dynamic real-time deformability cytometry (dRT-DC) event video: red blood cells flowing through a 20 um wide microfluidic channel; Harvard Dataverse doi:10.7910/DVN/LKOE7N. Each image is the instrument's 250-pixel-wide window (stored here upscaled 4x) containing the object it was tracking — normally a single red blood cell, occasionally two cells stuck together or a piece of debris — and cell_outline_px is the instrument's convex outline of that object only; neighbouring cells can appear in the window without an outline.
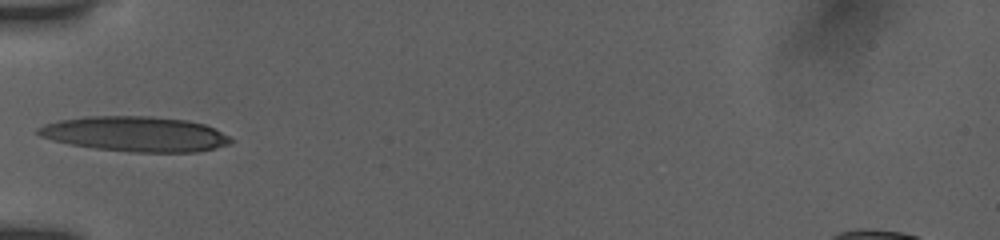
{"species": "human", "species_latin": "Homo sapiens", "temperature_condition": "room temperature", "stored_images_in_passage": 30, "camera_frame_rate_fps": 3000, "um_per_image_px": 0.085, "donor": {"sex": "female"}, "frame": {"image": 1, "passage_image": 1, "time_ms": 0.0, "image_size_px": [1000, 240], "cell_outline_px": [[236, 140], [232, 144], [196, 152], [132, 152], [96, 148], [72, 144], [52, 140], [40, 136], [36, 132], [36, 128], [44, 124], [60, 120], [84, 116], [152, 116], [188, 120], [204, 124]], "centroid_in_image_um": [11.51, 11.38], "position_along_channel_um": 73.5, "area_um2": 39.42}}
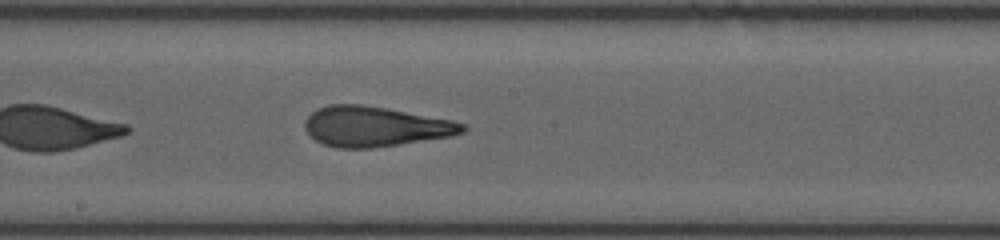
{"frame": {"image": 2, "passage_image": 12, "time_ms": 3.667, "image_size_px": [1000, 240], "cell_outline_px": [[468, 128], [464, 132], [452, 136], [372, 148], [336, 148], [324, 144], [316, 140], [304, 128], [304, 120], [316, 108], [328, 104], [360, 104], [388, 108], [452, 120], [468, 124]], "centroid_in_image_um": [31.89, 10.74], "position_along_channel_um": 216.3, "area_um2": 37.05}}
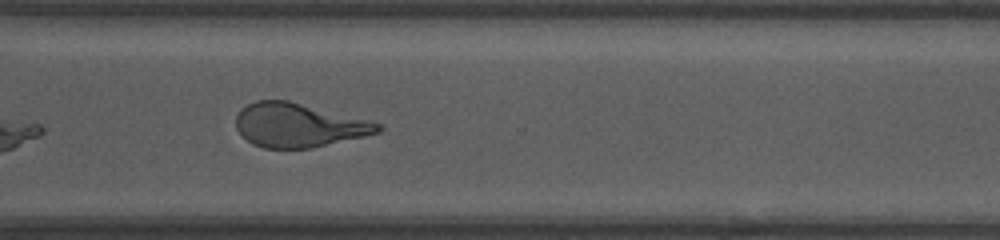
{"frame": {"image": 3, "passage_image": 22, "time_ms": 7.0, "image_size_px": [1000, 240], "cell_outline_px": [[384, 128], [380, 132], [364, 136], [312, 148], [264, 148], [252, 144], [236, 128], [236, 116], [240, 108], [256, 100], [288, 100], [384, 124]], "centroid_in_image_um": [25.38, 10.64], "position_along_channel_um": 345.2, "area_um2": 36.24}, "authors_computed_cell_mechanics": {"area_um2": 36.703, "velocity_mm_per_s": 3.8806, "shape_relaxation_time_tau1_ms": 8.0048, "shape_relaxation_time_tau2_ms": 1.462, "deformation_change_tau1": 0.2875, "deformation_change_tau2": 0.1184}}